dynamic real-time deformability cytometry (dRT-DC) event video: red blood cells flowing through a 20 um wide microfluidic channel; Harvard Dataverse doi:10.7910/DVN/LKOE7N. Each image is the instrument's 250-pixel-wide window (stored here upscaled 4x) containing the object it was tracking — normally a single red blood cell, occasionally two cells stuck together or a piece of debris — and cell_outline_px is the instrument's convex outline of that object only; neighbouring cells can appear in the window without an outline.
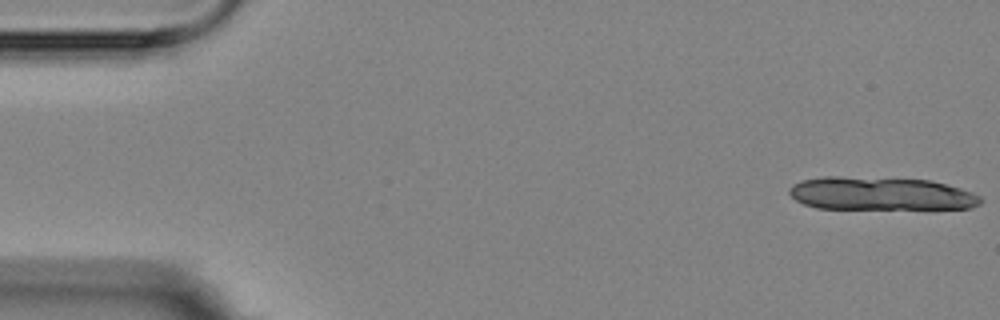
{"species": "Egyptian fruit bat (a non-hibernating species)", "species_latin": "Rousettus aegyptiacus", "temperature_condition": "room temperature", "stored_images_in_passage": 6, "camera_frame_rate_fps": 3000, "um_per_image_px": 0.085, "animal": {"sex": "female"}, "frame": {"image": 1, "passage_image": 1, "time_ms": 0.0, "image_size_px": [1000, 320], "cell_outline_px": [[984, 200], [980, 204], [972, 208], [816, 208], [804, 204], [796, 200], [788, 192], [788, 188], [792, 184], [800, 180], [824, 176], [840, 176], [928, 180], [960, 188], [972, 192], [980, 196]], "centroid_in_image_um": [74.82, 16.45], "position_along_channel_um": 10.2, "area_um2": 36.82}}